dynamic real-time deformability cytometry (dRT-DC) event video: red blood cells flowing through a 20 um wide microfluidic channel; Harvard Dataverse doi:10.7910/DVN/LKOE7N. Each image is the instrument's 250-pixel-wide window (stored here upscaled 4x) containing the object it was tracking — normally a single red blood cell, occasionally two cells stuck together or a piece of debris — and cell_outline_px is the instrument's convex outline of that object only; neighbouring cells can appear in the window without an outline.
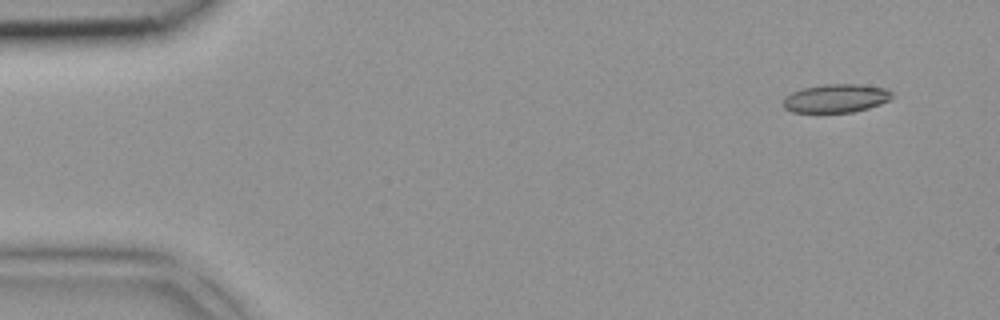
{"species": "common noctule bat (a hibernating species)", "species_latin": "Nyctalus noctula", "temperature_condition": "room temperature", "stored_images_in_passage": 4, "camera_frame_rate_fps": 3000, "um_per_image_px": 0.085, "animal": {"sex": "female", "body_mass_g": 18.4}, "frame": {"image": 1, "passage_image": 1, "time_ms": 0.0, "image_size_px": [1000, 320], "cell_outline_px": [[896, 96], [880, 104], [868, 108], [852, 112], [792, 112], [784, 108], [784, 96], [792, 92], [804, 88], [824, 84], [860, 84], [888, 88]], "centroid_in_image_um": [71.1, 8.35], "position_along_channel_um": 13.9, "area_um2": 18.15}}